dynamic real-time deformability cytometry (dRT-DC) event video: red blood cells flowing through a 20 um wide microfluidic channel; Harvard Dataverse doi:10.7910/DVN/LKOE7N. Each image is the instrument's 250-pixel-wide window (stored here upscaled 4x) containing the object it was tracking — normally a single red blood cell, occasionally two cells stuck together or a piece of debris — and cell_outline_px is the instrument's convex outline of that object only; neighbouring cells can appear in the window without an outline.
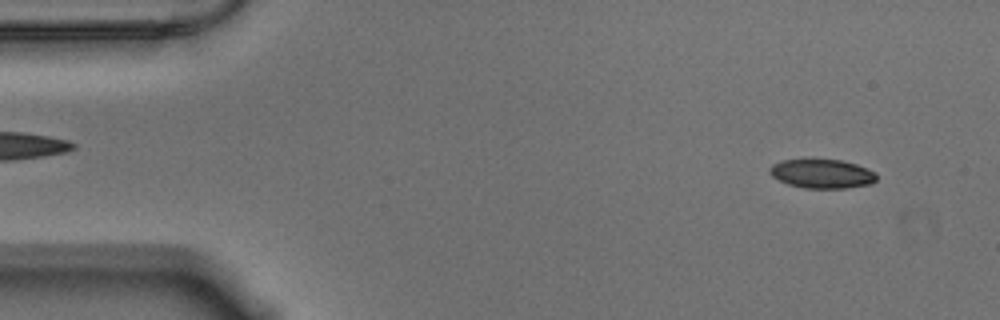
{"species": "Egyptian fruit bat (a non-hibernating species)", "species_latin": "Rousettus aegyptiacus", "temperature_condition": "warm", "stored_images_in_passage": 56, "camera_frame_rate_fps": 3000, "um_per_image_px": 0.085, "animal": {"sex": "male"}, "frame": {"image": 1, "passage_image": 4, "time_ms": 1.0, "image_size_px": [1000, 320], "cell_outline_px": [[876, 180], [872, 184], [844, 188], [804, 188], [788, 184], [772, 176], [768, 172], [768, 168], [772, 164], [784, 160], [804, 156], [812, 156], [840, 160], [856, 164], [876, 172]], "centroid_in_image_um": [69.82, 14.71], "position_along_channel_um": 15.2, "area_um2": 18.9}}
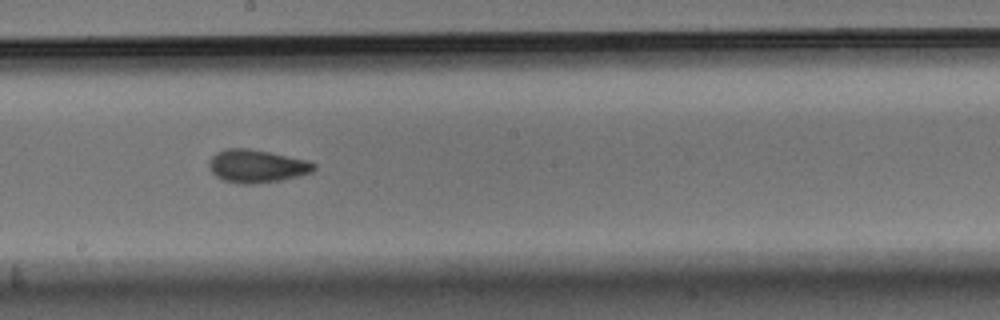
{"frame": {"image": 2, "passage_image": 30, "time_ms": 9.667, "image_size_px": [1000, 320], "cell_outline_px": [[316, 168], [312, 172], [280, 180], [256, 184], [240, 184], [224, 180], [216, 176], [212, 172], [208, 164], [208, 160], [216, 152], [224, 148], [248, 148], [308, 160], [316, 164]], "centroid_in_image_um": [21.8, 14.11], "position_along_channel_um": 226.4, "area_um2": 20.17}}
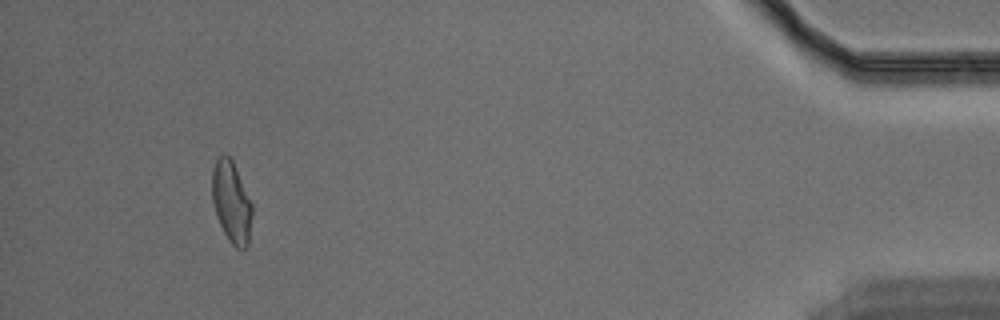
{"frame": {"image": 3, "passage_image": 52, "time_ms": 17.0, "image_size_px": [1000, 320], "cell_outline_px": [[252, 216], [248, 244], [244, 248], [236, 248], [228, 240], [216, 216], [212, 200], [212, 168], [216, 160], [220, 156], [228, 156], [232, 160], [252, 204]], "centroid_in_image_um": [19.66, 17.2], "position_along_channel_um": 415.5, "area_um2": 18.79}, "authors_computed_cell_mechanics": {"area_um2": 19.1029, "velocity_mm_per_s": 3.5408, "shape_relaxation_time_tau1_ms": 7.9945, "shape_relaxation_time_tau2_ms": 2.216, "deformation_change_tau1": 0.183, "deformation_change_tau2": 0.0831}}